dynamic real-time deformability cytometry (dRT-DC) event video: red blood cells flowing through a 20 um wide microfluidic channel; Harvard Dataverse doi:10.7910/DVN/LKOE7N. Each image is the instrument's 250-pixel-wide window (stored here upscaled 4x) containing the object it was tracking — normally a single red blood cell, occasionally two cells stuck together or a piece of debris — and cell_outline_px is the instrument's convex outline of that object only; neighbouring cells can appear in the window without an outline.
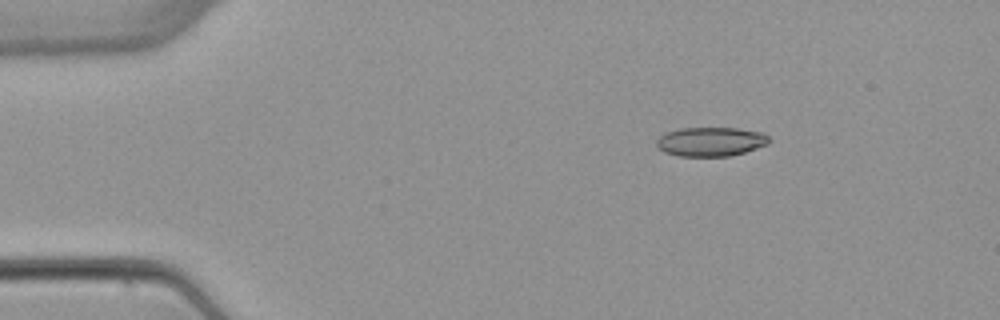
{"species": "common noctule bat (a hibernating species)", "species_latin": "Nyctalus noctula", "temperature_condition": "warm", "stored_images_in_passage": 3, "camera_frame_rate_fps": 3000, "um_per_image_px": 0.085, "animal": {"sex": "female", "body_mass_g": 22.7, "forearm_length_mm": 54.2}, "frame": {"image": 1, "passage_image": 1, "time_ms": 0.0, "image_size_px": [1000, 320], "cell_outline_px": [[772, 140], [768, 144], [732, 156], [676, 156], [664, 152], [656, 144], [656, 140], [664, 132], [680, 128], [736, 128], [764, 132]], "centroid_in_image_um": [60.42, 12.03], "position_along_channel_um": 24.6, "area_um2": 19.31}}